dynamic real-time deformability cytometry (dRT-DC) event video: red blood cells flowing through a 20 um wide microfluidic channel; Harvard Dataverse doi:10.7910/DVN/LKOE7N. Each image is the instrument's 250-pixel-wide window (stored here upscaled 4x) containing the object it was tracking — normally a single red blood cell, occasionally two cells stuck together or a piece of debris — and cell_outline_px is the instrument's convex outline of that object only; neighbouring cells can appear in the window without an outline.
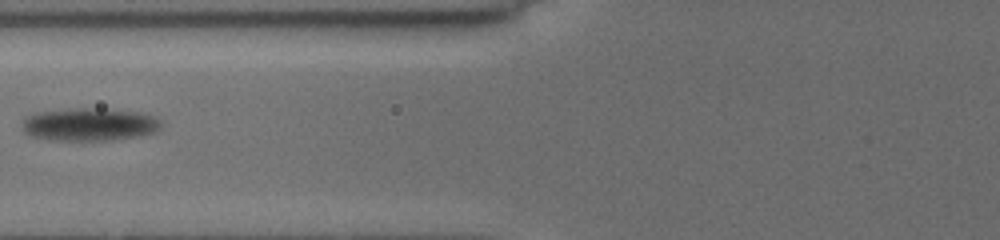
{"species": "common noctule bat (a hibernating species)", "species_latin": "Nyctalus noctula", "temperature_condition": "cold", "stored_images_in_passage": 5, "camera_frame_rate_fps": 3000, "um_per_image_px": 0.085, "animal": {"sex": "female", "body_mass_g": 19.5, "forearm_length_mm": 54.1}, "frame": {"image": 1, "passage_image": 3, "time_ms": 1.667, "image_size_px": [1000, 240], "cell_outline_px": [[156, 128], [152, 132], [112, 140], [56, 140], [32, 136], [24, 128], [24, 120], [28, 116], [36, 112], [80, 108], [100, 108], [136, 112], [148, 116], [156, 120]], "centroid_in_image_um": [7.5, 10.57], "position_along_channel_um": 118.3, "area_um2": 25.37}}
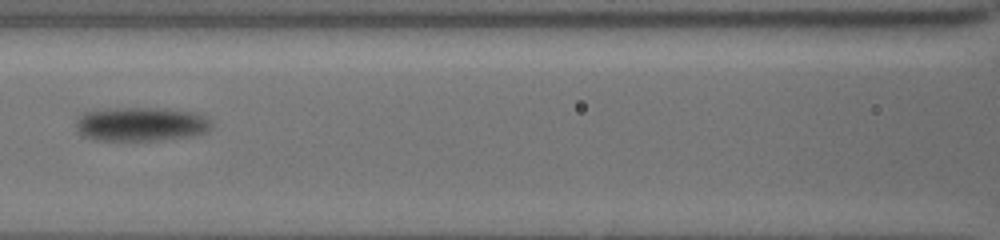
{"frame": {"image": 2, "passage_image": 4, "time_ms": 2.667, "image_size_px": [1000, 240], "cell_outline_px": [[208, 128], [200, 132], [188, 136], [152, 140], [96, 140], [84, 136], [80, 132], [76, 124], [80, 116], [84, 112], [108, 108], [168, 108], [192, 112], [208, 120]], "centroid_in_image_um": [11.88, 10.53], "position_along_channel_um": 154.7, "area_um2": 26.07}}